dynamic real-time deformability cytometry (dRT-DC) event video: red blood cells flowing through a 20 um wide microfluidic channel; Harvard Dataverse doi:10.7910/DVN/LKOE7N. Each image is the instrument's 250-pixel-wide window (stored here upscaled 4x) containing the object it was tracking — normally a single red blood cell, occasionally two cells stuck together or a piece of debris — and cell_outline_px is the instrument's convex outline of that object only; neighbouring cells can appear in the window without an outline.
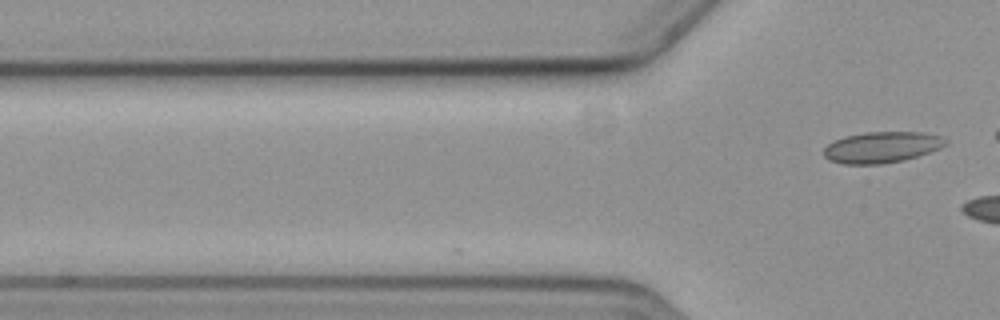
{"species": "common noctule bat (a hibernating species)", "species_latin": "Nyctalus noctula", "temperature_condition": "cold", "stored_images_in_passage": 2, "camera_frame_rate_fps": 3000, "um_per_image_px": 0.085, "animal": {"sex": "female", "body_mass_g": 19.3, "forearm_length_mm": 54.1}, "frame": {"image": 1, "passage_image": 2, "time_ms": 1.0, "image_size_px": [1000, 320], "cell_outline_px": [[948, 144], [940, 148], [904, 160], [880, 164], [844, 164], [828, 160], [824, 156], [824, 148], [828, 144], [836, 140], [848, 136], [868, 132], [924, 132], [940, 136], [948, 140]], "centroid_in_image_um": [74.97, 12.52], "position_along_channel_um": 50.8, "area_um2": 21.91}}